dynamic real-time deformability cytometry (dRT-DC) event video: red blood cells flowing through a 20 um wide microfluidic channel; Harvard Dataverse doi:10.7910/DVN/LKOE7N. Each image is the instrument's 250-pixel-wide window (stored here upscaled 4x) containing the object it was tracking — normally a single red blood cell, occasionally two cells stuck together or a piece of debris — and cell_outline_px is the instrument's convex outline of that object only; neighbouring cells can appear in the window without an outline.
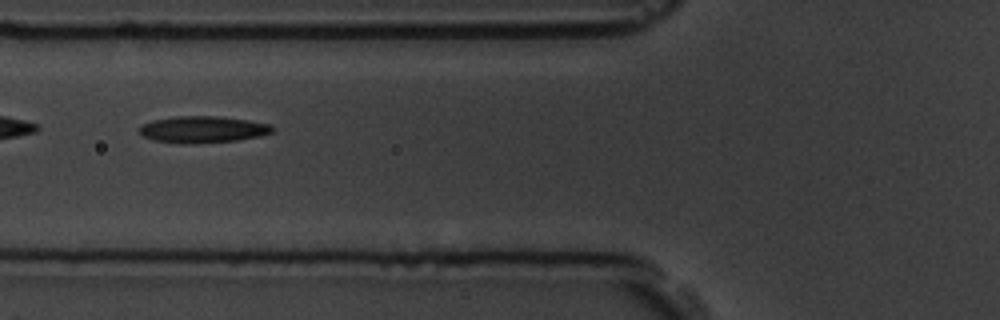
{"species": "common noctule bat (a hibernating species)", "species_latin": "Nyctalus noctula", "temperature_condition": "room temperature", "stored_images_in_passage": 13, "camera_frame_rate_fps": 3000, "um_per_image_px": 0.085, "animal": {"sex": "male", "body_mass_g": 19.5, "forearm_length_mm": 54.6}, "frame": {"image": 1, "passage_image": 6, "time_ms": 6.333, "image_size_px": [1000, 320], "cell_outline_px": [[276, 128], [272, 132], [260, 136], [236, 140], [188, 144], [152, 140], [144, 136], [140, 132], [140, 124], [152, 120], [172, 116], [220, 116], [248, 120], [272, 124]], "centroid_in_image_um": [17.25, 10.99], "position_along_channel_um": 108.6, "area_um2": 20.81}}
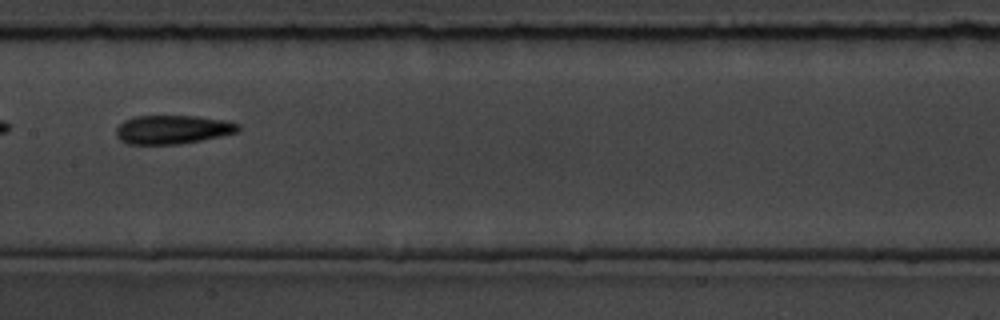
{"frame": {"image": 2, "passage_image": 8, "time_ms": 8.667, "image_size_px": [1000, 320], "cell_outline_px": [[240, 128], [236, 132], [220, 136], [180, 144], [128, 144], [120, 140], [116, 136], [116, 128], [124, 120], [136, 116], [196, 116], [224, 120], [240, 124]], "centroid_in_image_um": [14.64, 11.01], "position_along_channel_um": 192.8, "area_um2": 20.35}}
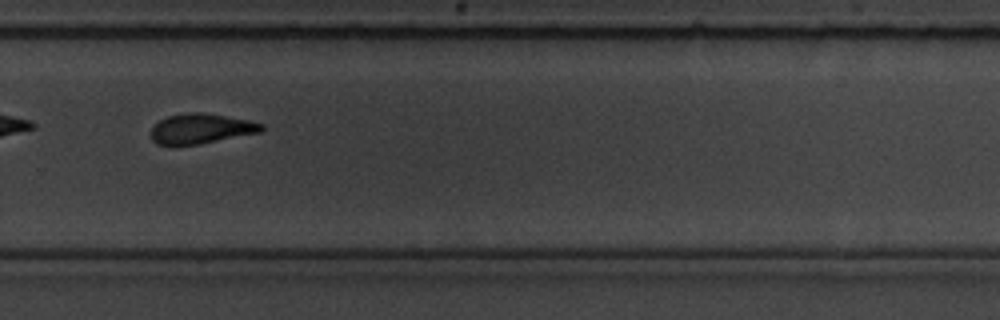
{"frame": {"image": 3, "passage_image": 11, "time_ms": 12.0, "image_size_px": [1000, 320], "cell_outline_px": [[264, 128], [260, 132], [196, 144], [156, 144], [152, 140], [152, 128], [160, 120], [168, 116], [188, 112], [200, 112], [248, 120], [264, 124]], "centroid_in_image_um": [17.08, 10.92], "position_along_channel_um": 312.7, "area_um2": 18.79}}